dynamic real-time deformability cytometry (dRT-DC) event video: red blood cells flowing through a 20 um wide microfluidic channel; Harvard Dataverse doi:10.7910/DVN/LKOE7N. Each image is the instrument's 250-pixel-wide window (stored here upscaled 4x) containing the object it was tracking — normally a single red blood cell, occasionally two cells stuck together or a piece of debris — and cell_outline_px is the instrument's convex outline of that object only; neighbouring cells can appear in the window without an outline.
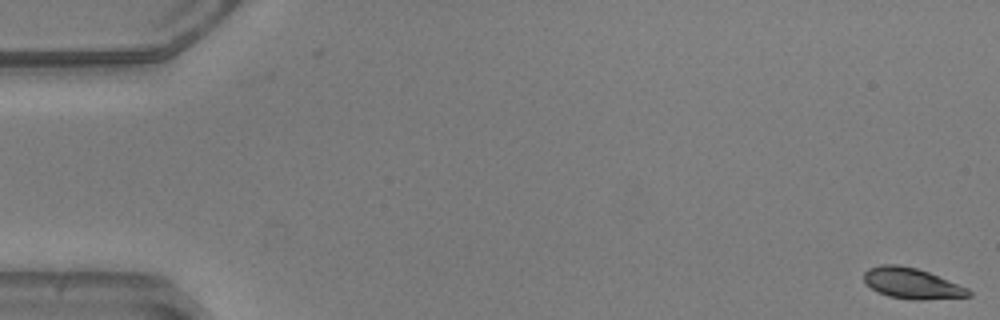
{"species": "common noctule bat (a hibernating species)", "species_latin": "Nyctalus noctula", "temperature_condition": "warm", "stored_images_in_passage": 17, "camera_frame_rate_fps": 3000, "um_per_image_px": 0.085, "animal": {"sex": "male", "body_mass_g": 20.5, "forearm_length_mm": 52.5}, "frame": {"image": 1, "passage_image": 1, "time_ms": 0.0, "image_size_px": [1000, 320], "cell_outline_px": [[972, 296], [924, 300], [912, 300], [888, 296], [876, 292], [864, 280], [864, 272], [868, 268], [880, 264], [896, 264], [916, 268], [928, 272], [968, 288], [972, 292]], "centroid_in_image_um": [77.5, 24.09], "position_along_channel_um": 7.5, "area_um2": 18.79}}
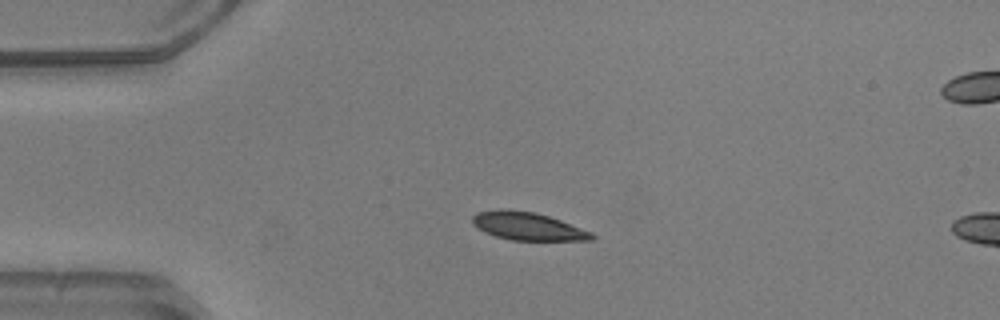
{"frame": {"image": 2, "passage_image": 13, "time_ms": 4.0, "image_size_px": [1000, 320], "cell_outline_px": [[596, 236], [592, 240], [512, 240], [496, 236], [484, 232], [472, 224], [472, 216], [476, 212], [496, 208], [504, 208], [536, 212], [560, 220], [592, 232]], "centroid_in_image_um": [44.81, 19.21], "position_along_channel_um": 40.2, "area_um2": 19.59}}